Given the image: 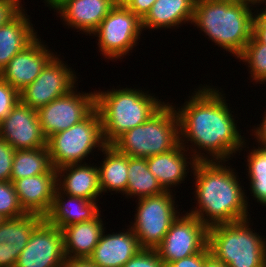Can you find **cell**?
Here are the masks:
<instances>
[{"label":"cell","instance_id":"6da1fadb","mask_svg":"<svg viewBox=\"0 0 266 267\" xmlns=\"http://www.w3.org/2000/svg\"><path fill=\"white\" fill-rule=\"evenodd\" d=\"M192 94L181 109H176L180 144L185 148L189 146L186 142L192 144L186 149L192 150L189 153L196 162H227L246 147V142L237 128L233 111L228 108L225 94L209 85L200 86Z\"/></svg>","mask_w":266,"mask_h":267},{"label":"cell","instance_id":"7a4b0ae2","mask_svg":"<svg viewBox=\"0 0 266 267\" xmlns=\"http://www.w3.org/2000/svg\"><path fill=\"white\" fill-rule=\"evenodd\" d=\"M225 164L226 161H198L191 171L195 176L197 207L189 213L207 227L251 217L244 186L234 168Z\"/></svg>","mask_w":266,"mask_h":267},{"label":"cell","instance_id":"3957f363","mask_svg":"<svg viewBox=\"0 0 266 267\" xmlns=\"http://www.w3.org/2000/svg\"><path fill=\"white\" fill-rule=\"evenodd\" d=\"M253 8L237 0H196L191 24L215 45L238 57L252 37Z\"/></svg>","mask_w":266,"mask_h":267},{"label":"cell","instance_id":"277c9868","mask_svg":"<svg viewBox=\"0 0 266 267\" xmlns=\"http://www.w3.org/2000/svg\"><path fill=\"white\" fill-rule=\"evenodd\" d=\"M155 95L132 88L95 91V108L98 110L103 139L111 145L130 129L145 123L165 102Z\"/></svg>","mask_w":266,"mask_h":267},{"label":"cell","instance_id":"5b68a950","mask_svg":"<svg viewBox=\"0 0 266 267\" xmlns=\"http://www.w3.org/2000/svg\"><path fill=\"white\" fill-rule=\"evenodd\" d=\"M249 221L208 227L211 255L227 267H266V238L251 229Z\"/></svg>","mask_w":266,"mask_h":267},{"label":"cell","instance_id":"8992f818","mask_svg":"<svg viewBox=\"0 0 266 267\" xmlns=\"http://www.w3.org/2000/svg\"><path fill=\"white\" fill-rule=\"evenodd\" d=\"M165 103L145 123L118 137L111 145L132 158H148L166 153L179 143V122L176 107Z\"/></svg>","mask_w":266,"mask_h":267},{"label":"cell","instance_id":"52a82bcc","mask_svg":"<svg viewBox=\"0 0 266 267\" xmlns=\"http://www.w3.org/2000/svg\"><path fill=\"white\" fill-rule=\"evenodd\" d=\"M105 146L101 119L96 108L81 122L52 135L47 140L54 169L83 163L82 161L90 156L89 154L94 148L96 151V148L99 147L98 151H101Z\"/></svg>","mask_w":266,"mask_h":267},{"label":"cell","instance_id":"ba28073f","mask_svg":"<svg viewBox=\"0 0 266 267\" xmlns=\"http://www.w3.org/2000/svg\"><path fill=\"white\" fill-rule=\"evenodd\" d=\"M172 192L138 199L134 221L128 227L137 236L142 249H155L180 215Z\"/></svg>","mask_w":266,"mask_h":267},{"label":"cell","instance_id":"9c48e42d","mask_svg":"<svg viewBox=\"0 0 266 267\" xmlns=\"http://www.w3.org/2000/svg\"><path fill=\"white\" fill-rule=\"evenodd\" d=\"M142 31V20L137 15L127 7L114 6L92 35L97 37L103 57L117 60L132 52Z\"/></svg>","mask_w":266,"mask_h":267},{"label":"cell","instance_id":"30bf717a","mask_svg":"<svg viewBox=\"0 0 266 267\" xmlns=\"http://www.w3.org/2000/svg\"><path fill=\"white\" fill-rule=\"evenodd\" d=\"M207 245L208 227L196 216L186 212L174 220L155 250L166 265L200 253Z\"/></svg>","mask_w":266,"mask_h":267},{"label":"cell","instance_id":"8fae6325","mask_svg":"<svg viewBox=\"0 0 266 267\" xmlns=\"http://www.w3.org/2000/svg\"><path fill=\"white\" fill-rule=\"evenodd\" d=\"M94 109L95 91L80 93L75 87L37 110L42 133L48 140L84 120Z\"/></svg>","mask_w":266,"mask_h":267},{"label":"cell","instance_id":"7c38bea8","mask_svg":"<svg viewBox=\"0 0 266 267\" xmlns=\"http://www.w3.org/2000/svg\"><path fill=\"white\" fill-rule=\"evenodd\" d=\"M74 73L59 55H55L35 81L20 91V101L38 110L76 87L78 77Z\"/></svg>","mask_w":266,"mask_h":267},{"label":"cell","instance_id":"4fadbf2b","mask_svg":"<svg viewBox=\"0 0 266 267\" xmlns=\"http://www.w3.org/2000/svg\"><path fill=\"white\" fill-rule=\"evenodd\" d=\"M65 258L62 230L44 219L33 231L15 267H60Z\"/></svg>","mask_w":266,"mask_h":267},{"label":"cell","instance_id":"5bb4252c","mask_svg":"<svg viewBox=\"0 0 266 267\" xmlns=\"http://www.w3.org/2000/svg\"><path fill=\"white\" fill-rule=\"evenodd\" d=\"M0 139L15 150L43 148L47 139L42 133L37 110L19 101L0 122Z\"/></svg>","mask_w":266,"mask_h":267},{"label":"cell","instance_id":"9a60e30c","mask_svg":"<svg viewBox=\"0 0 266 267\" xmlns=\"http://www.w3.org/2000/svg\"><path fill=\"white\" fill-rule=\"evenodd\" d=\"M36 37L17 53L0 72V77L19 92L35 81L45 65L56 55Z\"/></svg>","mask_w":266,"mask_h":267},{"label":"cell","instance_id":"2e32d148","mask_svg":"<svg viewBox=\"0 0 266 267\" xmlns=\"http://www.w3.org/2000/svg\"><path fill=\"white\" fill-rule=\"evenodd\" d=\"M45 218L27 213L5 219L0 225V267H15L18 256L27 245L35 228Z\"/></svg>","mask_w":266,"mask_h":267},{"label":"cell","instance_id":"e0dca14e","mask_svg":"<svg viewBox=\"0 0 266 267\" xmlns=\"http://www.w3.org/2000/svg\"><path fill=\"white\" fill-rule=\"evenodd\" d=\"M113 7V0H64L54 11L59 13L68 28L92 36Z\"/></svg>","mask_w":266,"mask_h":267},{"label":"cell","instance_id":"ac0fdd59","mask_svg":"<svg viewBox=\"0 0 266 267\" xmlns=\"http://www.w3.org/2000/svg\"><path fill=\"white\" fill-rule=\"evenodd\" d=\"M19 203L26 213L45 217L53 203L57 189V174H40L13 182Z\"/></svg>","mask_w":266,"mask_h":267},{"label":"cell","instance_id":"d6986e66","mask_svg":"<svg viewBox=\"0 0 266 267\" xmlns=\"http://www.w3.org/2000/svg\"><path fill=\"white\" fill-rule=\"evenodd\" d=\"M141 249L131 228L106 235L104 230L88 259L98 267H123Z\"/></svg>","mask_w":266,"mask_h":267},{"label":"cell","instance_id":"ffe728a7","mask_svg":"<svg viewBox=\"0 0 266 267\" xmlns=\"http://www.w3.org/2000/svg\"><path fill=\"white\" fill-rule=\"evenodd\" d=\"M57 189L66 195L91 201L100 198V179L98 165L86 162L70 164L56 169ZM63 178V179H62Z\"/></svg>","mask_w":266,"mask_h":267},{"label":"cell","instance_id":"44dd1931","mask_svg":"<svg viewBox=\"0 0 266 267\" xmlns=\"http://www.w3.org/2000/svg\"><path fill=\"white\" fill-rule=\"evenodd\" d=\"M187 152L188 150L179 143L166 153L146 158L149 171L157 178L165 191H172L173 189L170 188L176 187L185 180L190 170L189 165L190 168H194L196 160L189 153L188 158Z\"/></svg>","mask_w":266,"mask_h":267},{"label":"cell","instance_id":"7402d4cb","mask_svg":"<svg viewBox=\"0 0 266 267\" xmlns=\"http://www.w3.org/2000/svg\"><path fill=\"white\" fill-rule=\"evenodd\" d=\"M97 203V201L66 195L56 189L52 207L44 218L62 230L68 225L93 220L101 212Z\"/></svg>","mask_w":266,"mask_h":267},{"label":"cell","instance_id":"603a6c76","mask_svg":"<svg viewBox=\"0 0 266 267\" xmlns=\"http://www.w3.org/2000/svg\"><path fill=\"white\" fill-rule=\"evenodd\" d=\"M36 37L35 28L23 8L11 21L0 27V72L9 61Z\"/></svg>","mask_w":266,"mask_h":267},{"label":"cell","instance_id":"cb8c5ba5","mask_svg":"<svg viewBox=\"0 0 266 267\" xmlns=\"http://www.w3.org/2000/svg\"><path fill=\"white\" fill-rule=\"evenodd\" d=\"M100 213L90 221L68 225L62 229L67 258H88L106 229Z\"/></svg>","mask_w":266,"mask_h":267},{"label":"cell","instance_id":"d4e9b609","mask_svg":"<svg viewBox=\"0 0 266 267\" xmlns=\"http://www.w3.org/2000/svg\"><path fill=\"white\" fill-rule=\"evenodd\" d=\"M195 2L196 0H157L142 19V29L154 31L192 23Z\"/></svg>","mask_w":266,"mask_h":267},{"label":"cell","instance_id":"484cf974","mask_svg":"<svg viewBox=\"0 0 266 267\" xmlns=\"http://www.w3.org/2000/svg\"><path fill=\"white\" fill-rule=\"evenodd\" d=\"M101 151L105 156L98 166L101 193L109 190L124 195L128 186V156L112 145H106Z\"/></svg>","mask_w":266,"mask_h":267},{"label":"cell","instance_id":"4316f807","mask_svg":"<svg viewBox=\"0 0 266 267\" xmlns=\"http://www.w3.org/2000/svg\"><path fill=\"white\" fill-rule=\"evenodd\" d=\"M57 174L53 168L48 147L15 150L10 181L40 175Z\"/></svg>","mask_w":266,"mask_h":267},{"label":"cell","instance_id":"83f0119b","mask_svg":"<svg viewBox=\"0 0 266 267\" xmlns=\"http://www.w3.org/2000/svg\"><path fill=\"white\" fill-rule=\"evenodd\" d=\"M165 190L157 178L149 171L146 158H132L128 156V186L125 196L137 199L157 196Z\"/></svg>","mask_w":266,"mask_h":267},{"label":"cell","instance_id":"f1b7e54d","mask_svg":"<svg viewBox=\"0 0 266 267\" xmlns=\"http://www.w3.org/2000/svg\"><path fill=\"white\" fill-rule=\"evenodd\" d=\"M248 65L251 80L264 84L266 82V44L260 43L253 35L243 52L237 57Z\"/></svg>","mask_w":266,"mask_h":267},{"label":"cell","instance_id":"f546056e","mask_svg":"<svg viewBox=\"0 0 266 267\" xmlns=\"http://www.w3.org/2000/svg\"><path fill=\"white\" fill-rule=\"evenodd\" d=\"M27 214L19 203L13 182H0V215L5 219L18 218Z\"/></svg>","mask_w":266,"mask_h":267},{"label":"cell","instance_id":"4dcf8cb0","mask_svg":"<svg viewBox=\"0 0 266 267\" xmlns=\"http://www.w3.org/2000/svg\"><path fill=\"white\" fill-rule=\"evenodd\" d=\"M247 154L248 178L250 180H266V146L258 144Z\"/></svg>","mask_w":266,"mask_h":267},{"label":"cell","instance_id":"1f68e13d","mask_svg":"<svg viewBox=\"0 0 266 267\" xmlns=\"http://www.w3.org/2000/svg\"><path fill=\"white\" fill-rule=\"evenodd\" d=\"M20 101V92L0 77V122Z\"/></svg>","mask_w":266,"mask_h":267},{"label":"cell","instance_id":"d6a6232c","mask_svg":"<svg viewBox=\"0 0 266 267\" xmlns=\"http://www.w3.org/2000/svg\"><path fill=\"white\" fill-rule=\"evenodd\" d=\"M123 267H165L155 249H141Z\"/></svg>","mask_w":266,"mask_h":267},{"label":"cell","instance_id":"836d02e7","mask_svg":"<svg viewBox=\"0 0 266 267\" xmlns=\"http://www.w3.org/2000/svg\"><path fill=\"white\" fill-rule=\"evenodd\" d=\"M14 155L15 149L0 139V182L10 181Z\"/></svg>","mask_w":266,"mask_h":267},{"label":"cell","instance_id":"e575fe53","mask_svg":"<svg viewBox=\"0 0 266 267\" xmlns=\"http://www.w3.org/2000/svg\"><path fill=\"white\" fill-rule=\"evenodd\" d=\"M211 255L208 245L200 252L168 263L165 267H204L205 260Z\"/></svg>","mask_w":266,"mask_h":267},{"label":"cell","instance_id":"d590c367","mask_svg":"<svg viewBox=\"0 0 266 267\" xmlns=\"http://www.w3.org/2000/svg\"><path fill=\"white\" fill-rule=\"evenodd\" d=\"M22 9L21 0H0V27L11 21Z\"/></svg>","mask_w":266,"mask_h":267},{"label":"cell","instance_id":"8d00e7d4","mask_svg":"<svg viewBox=\"0 0 266 267\" xmlns=\"http://www.w3.org/2000/svg\"><path fill=\"white\" fill-rule=\"evenodd\" d=\"M256 13V14H255ZM252 35L260 42L266 44V8L259 9L253 17V32Z\"/></svg>","mask_w":266,"mask_h":267},{"label":"cell","instance_id":"74e56055","mask_svg":"<svg viewBox=\"0 0 266 267\" xmlns=\"http://www.w3.org/2000/svg\"><path fill=\"white\" fill-rule=\"evenodd\" d=\"M156 1L157 0H133L127 8L142 20Z\"/></svg>","mask_w":266,"mask_h":267},{"label":"cell","instance_id":"f35d334b","mask_svg":"<svg viewBox=\"0 0 266 267\" xmlns=\"http://www.w3.org/2000/svg\"><path fill=\"white\" fill-rule=\"evenodd\" d=\"M250 191L253 198L261 205L266 206V180H249Z\"/></svg>","mask_w":266,"mask_h":267},{"label":"cell","instance_id":"ab89813d","mask_svg":"<svg viewBox=\"0 0 266 267\" xmlns=\"http://www.w3.org/2000/svg\"><path fill=\"white\" fill-rule=\"evenodd\" d=\"M60 267H98L88 258H65Z\"/></svg>","mask_w":266,"mask_h":267},{"label":"cell","instance_id":"60d3db41","mask_svg":"<svg viewBox=\"0 0 266 267\" xmlns=\"http://www.w3.org/2000/svg\"><path fill=\"white\" fill-rule=\"evenodd\" d=\"M252 133L254 134V138L257 139L256 142L259 143V145L261 144L266 146V112H264L262 122L257 125V127L253 128Z\"/></svg>","mask_w":266,"mask_h":267},{"label":"cell","instance_id":"b9f144b4","mask_svg":"<svg viewBox=\"0 0 266 267\" xmlns=\"http://www.w3.org/2000/svg\"><path fill=\"white\" fill-rule=\"evenodd\" d=\"M204 267H227L222 262L210 255L204 262Z\"/></svg>","mask_w":266,"mask_h":267},{"label":"cell","instance_id":"7bdbcfd3","mask_svg":"<svg viewBox=\"0 0 266 267\" xmlns=\"http://www.w3.org/2000/svg\"><path fill=\"white\" fill-rule=\"evenodd\" d=\"M45 4H47L48 7L55 9L59 4H61L64 0H44Z\"/></svg>","mask_w":266,"mask_h":267},{"label":"cell","instance_id":"ee69618b","mask_svg":"<svg viewBox=\"0 0 266 267\" xmlns=\"http://www.w3.org/2000/svg\"><path fill=\"white\" fill-rule=\"evenodd\" d=\"M133 0H113L114 6L127 7Z\"/></svg>","mask_w":266,"mask_h":267},{"label":"cell","instance_id":"f6af8a7d","mask_svg":"<svg viewBox=\"0 0 266 267\" xmlns=\"http://www.w3.org/2000/svg\"><path fill=\"white\" fill-rule=\"evenodd\" d=\"M237 1H242V2H247V3H249V4H252V5H256L255 7H257V5H261V4H263V2L265 1V0H237ZM261 3V4H260Z\"/></svg>","mask_w":266,"mask_h":267},{"label":"cell","instance_id":"bcb514c9","mask_svg":"<svg viewBox=\"0 0 266 267\" xmlns=\"http://www.w3.org/2000/svg\"><path fill=\"white\" fill-rule=\"evenodd\" d=\"M5 220V218H3L1 215H0V225L1 223Z\"/></svg>","mask_w":266,"mask_h":267}]
</instances>
